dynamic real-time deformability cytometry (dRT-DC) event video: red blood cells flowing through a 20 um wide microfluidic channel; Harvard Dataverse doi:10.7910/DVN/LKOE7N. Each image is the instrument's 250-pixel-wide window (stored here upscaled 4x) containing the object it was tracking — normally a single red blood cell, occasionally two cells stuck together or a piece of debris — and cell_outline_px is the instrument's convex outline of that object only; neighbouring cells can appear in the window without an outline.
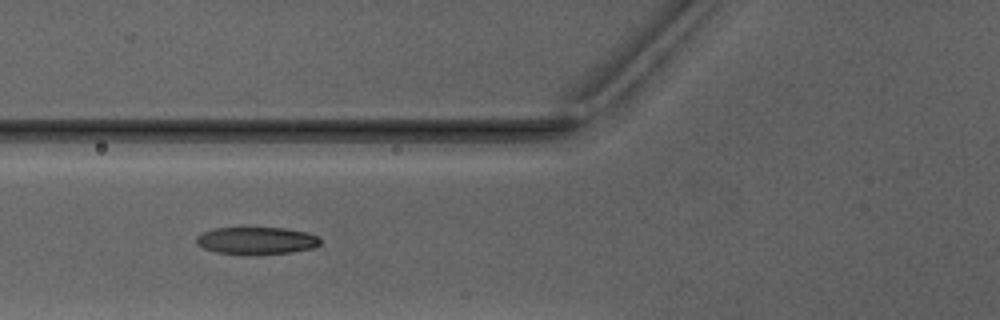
{"species": "Egyptian fruit bat (a non-hibernating species)", "species_latin": "Rousettus aegyptiacus", "temperature_condition": "warm", "stored_images_in_passage": 7, "camera_frame_rate_fps": 3000, "um_per_image_px": 0.085, "animal": {"sex": "male"}, "frame": {"image": 1, "passage_image": 5, "time_ms": 5.667, "image_size_px": [1000, 320], "cell_outline_px": [[320, 244], [312, 248], [292, 252], [252, 256], [248, 256], [216, 252], [204, 248], [196, 244], [196, 236], [212, 228], [284, 228], [308, 232], [320, 236]], "centroid_in_image_um": [21.81, 20.47], "position_along_channel_um": 104.0, "area_um2": 20.17}}
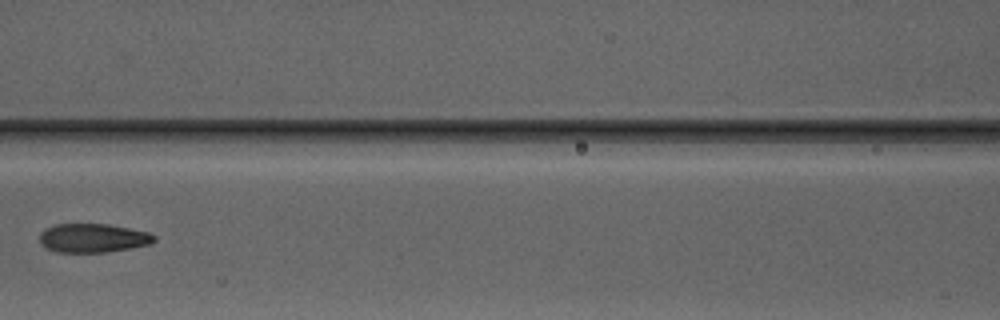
{"frame": {"image": 2, "passage_image": 6, "time_ms": 7.0, "image_size_px": [1000, 320], "cell_outline_px": [[156, 240], [152, 244], [108, 252], [56, 252], [40, 244], [40, 232], [44, 228], [56, 224], [108, 224], [148, 232], [156, 236]], "centroid_in_image_um": [7.9, 20.23], "position_along_channel_um": 158.7, "area_um2": 19.36}}
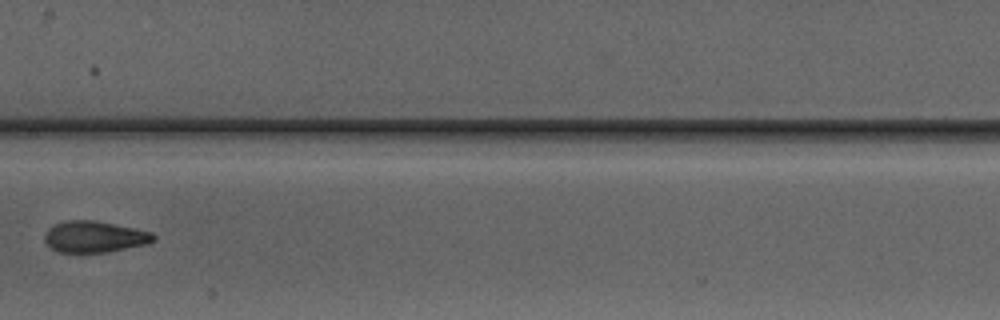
{"frame": {"image": 3, "passage_image": 7, "time_ms": 8.0, "image_size_px": [1000, 320], "cell_outline_px": [[156, 240], [148, 244], [108, 252], [80, 256], [60, 252], [52, 248], [44, 240], [44, 232], [48, 228], [56, 224], [68, 220], [92, 220], [152, 232], [156, 236]], "centroid_in_image_um": [8.01, 20.18], "position_along_channel_um": 199.4, "area_um2": 20.46}}